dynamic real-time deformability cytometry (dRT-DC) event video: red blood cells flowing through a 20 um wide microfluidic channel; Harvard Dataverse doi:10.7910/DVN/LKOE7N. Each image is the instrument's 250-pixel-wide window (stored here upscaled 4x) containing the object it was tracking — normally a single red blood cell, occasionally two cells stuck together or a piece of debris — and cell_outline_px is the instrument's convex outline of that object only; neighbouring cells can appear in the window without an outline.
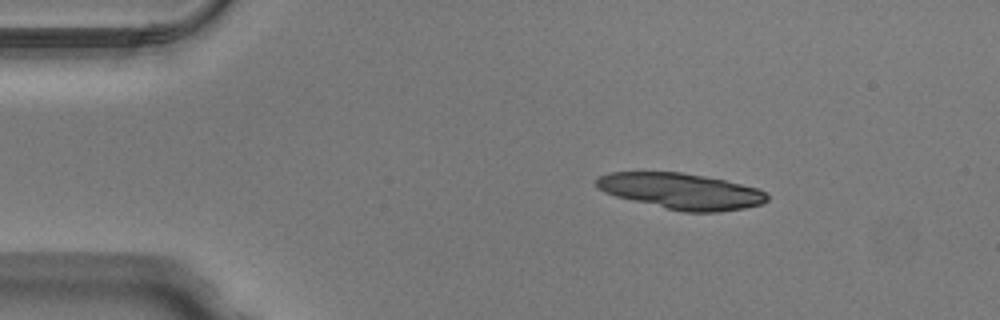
{"species": "Egyptian fruit bat (a non-hibernating species)", "species_latin": "Rousettus aegyptiacus", "temperature_condition": "warm", "stored_images_in_passage": 11, "camera_frame_rate_fps": 3000, "um_per_image_px": 0.085, "animal": {"sex": "male"}, "frame": {"image": 1, "passage_image": 1, "time_ms": 0.0, "image_size_px": [1000, 320], "cell_outline_px": [[768, 200], [760, 204], [744, 208], [720, 212], [684, 212], [632, 200], [616, 196], [604, 192], [596, 188], [596, 180], [600, 176], [608, 172], [680, 172], [704, 176], [724, 180], [756, 188], [764, 192], [768, 196]], "centroid_in_image_um": [57.87, 16.25], "position_along_channel_um": 27.1, "area_um2": 35.43}}